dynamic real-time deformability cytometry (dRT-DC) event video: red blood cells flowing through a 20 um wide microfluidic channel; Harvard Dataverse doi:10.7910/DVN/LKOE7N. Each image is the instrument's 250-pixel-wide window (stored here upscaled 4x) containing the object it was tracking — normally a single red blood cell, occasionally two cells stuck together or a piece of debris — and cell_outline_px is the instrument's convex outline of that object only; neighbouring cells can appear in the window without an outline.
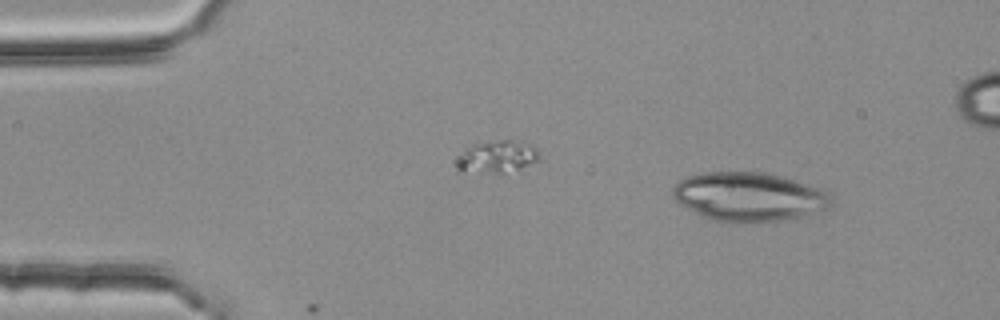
{"species": "common noctule bat (a hibernating species)", "species_latin": "Nyctalus noctula", "temperature_condition": "room temperature", "stored_images_in_passage": 3, "camera_frame_rate_fps": 3000, "um_per_image_px": 0.085, "animal": {"sex": "female", "body_mass_g": 25.1}, "frame": {"image": 1, "passage_image": 1, "time_ms": 0.0, "image_size_px": [1000, 320], "cell_outline_px": [[832, 208], [800, 216], [780, 220], [736, 224], [728, 224], [712, 220], [684, 208], [672, 196], [672, 188], [684, 176], [704, 172], [764, 172], [780, 176], [820, 188], [828, 192], [832, 200]], "centroid_in_image_um": [63.62, 16.74], "position_along_channel_um": 21.4, "area_um2": 45.66}}